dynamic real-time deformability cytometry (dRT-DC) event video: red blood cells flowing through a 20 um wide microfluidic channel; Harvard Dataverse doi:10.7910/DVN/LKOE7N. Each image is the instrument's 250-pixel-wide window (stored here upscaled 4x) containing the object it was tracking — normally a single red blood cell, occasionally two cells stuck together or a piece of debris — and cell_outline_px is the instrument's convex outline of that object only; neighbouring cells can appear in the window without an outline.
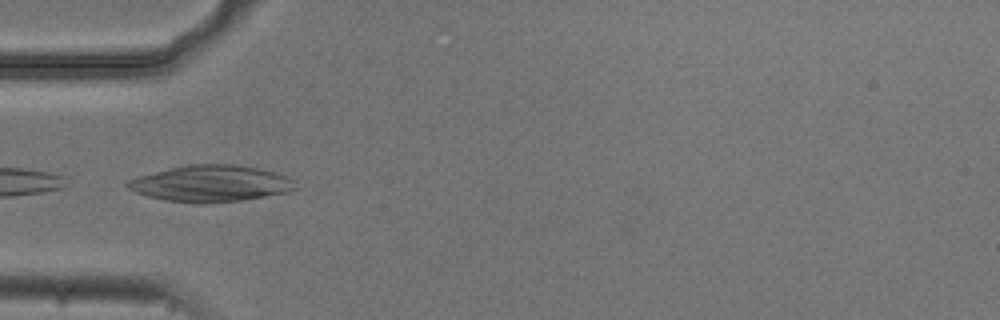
{"species": "common noctule bat (a hibernating species)", "species_latin": "Nyctalus noctula", "temperature_condition": "cold", "stored_images_in_passage": 5, "camera_frame_rate_fps": 3000, "um_per_image_px": 0.085, "animal": {"sex": "male", "body_mass_g": 20.5, "forearm_length_mm": 52.5}, "frame": {"image": 1, "passage_image": 3, "time_ms": 0.667, "image_size_px": [1000, 320], "cell_outline_px": [[300, 188], [288, 192], [240, 200], [208, 204], [200, 204], [164, 200], [148, 196], [136, 192], [128, 188], [124, 184], [128, 180], [136, 176], [168, 168], [188, 164], [232, 164], [260, 168], [288, 176]], "centroid_in_image_um": [17.91, 15.6], "position_along_channel_um": 67.1, "area_um2": 35.95}}
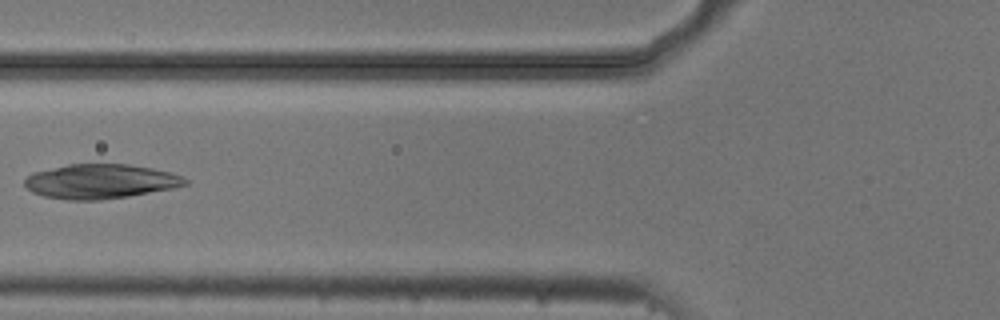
{"frame": {"image": 2, "passage_image": 4, "time_ms": 1.0, "image_size_px": [1000, 320], "cell_outline_px": [[188, 184], [172, 188], [128, 196], [100, 200], [68, 200], [44, 196], [32, 192], [24, 184], [24, 180], [32, 172], [68, 164], [128, 164], [152, 168], [172, 172], [184, 176], [188, 180]], "centroid_in_image_um": [8.54, 15.41], "position_along_channel_um": 117.3, "area_um2": 32.31}}
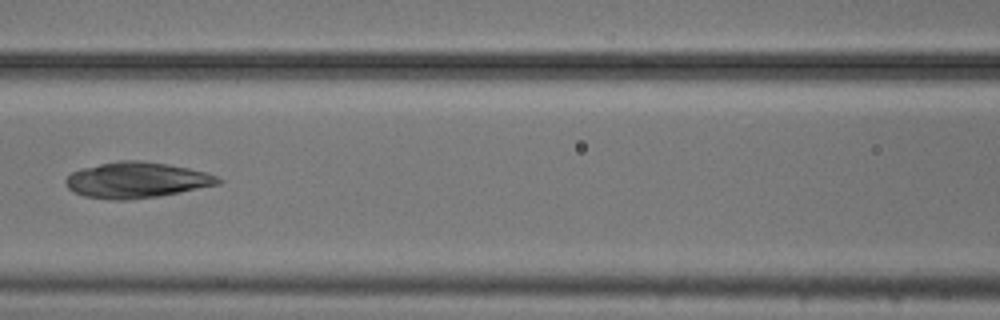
{"frame": {"image": 3, "passage_image": 5, "time_ms": 1.333, "image_size_px": [1000, 320], "cell_outline_px": [[224, 180], [220, 184], [160, 196], [132, 200], [112, 200], [84, 196], [72, 192], [64, 184], [64, 180], [72, 172], [84, 168], [100, 164], [120, 160], [140, 160], [168, 164], [188, 168], [204, 172], [216, 176]], "centroid_in_image_um": [11.6, 15.32], "position_along_channel_um": 155.0, "area_um2": 31.91}}